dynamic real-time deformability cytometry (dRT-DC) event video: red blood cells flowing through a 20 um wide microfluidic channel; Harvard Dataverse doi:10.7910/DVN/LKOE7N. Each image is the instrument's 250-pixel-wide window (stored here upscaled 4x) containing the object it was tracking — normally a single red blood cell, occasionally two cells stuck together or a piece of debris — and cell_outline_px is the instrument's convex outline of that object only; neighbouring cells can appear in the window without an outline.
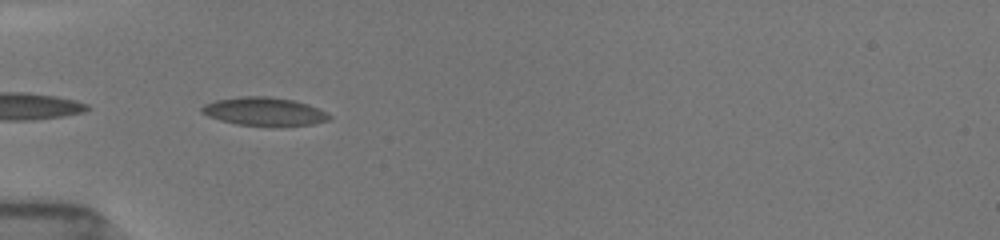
{"species": "common noctule bat (a hibernating species)", "species_latin": "Nyctalus noctula", "temperature_condition": "room temperature", "stored_images_in_passage": 7, "camera_frame_rate_fps": 3000, "um_per_image_px": 0.085, "animal": {"sex": "female", "body_mass_g": 19.5, "forearm_length_mm": 54.1}, "frame": {"image": 1, "passage_image": 1, "time_ms": 0.0, "image_size_px": [1000, 240], "cell_outline_px": [[332, 116], [328, 120], [312, 124], [236, 124], [220, 120], [208, 116], [200, 112], [200, 108], [204, 104], [216, 100], [240, 96], [268, 96], [292, 100], [308, 104]], "centroid_in_image_um": [22.38, 9.44], "position_along_channel_um": 62.6, "area_um2": 20.35}}
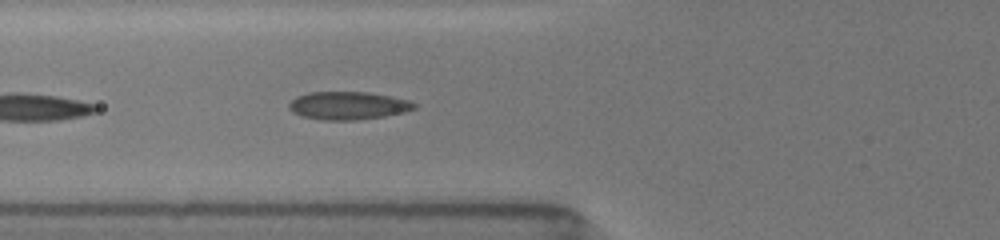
{"frame": {"image": 2, "passage_image": 4, "time_ms": 1.0, "image_size_px": [1000, 240], "cell_outline_px": [[420, 104], [416, 108], [404, 112], [384, 116], [356, 120], [320, 120], [300, 116], [292, 112], [288, 108], [288, 104], [296, 96], [308, 92], [368, 92], [408, 100]], "centroid_in_image_um": [29.56, 8.98], "position_along_channel_um": 96.2, "area_um2": 20.58}}